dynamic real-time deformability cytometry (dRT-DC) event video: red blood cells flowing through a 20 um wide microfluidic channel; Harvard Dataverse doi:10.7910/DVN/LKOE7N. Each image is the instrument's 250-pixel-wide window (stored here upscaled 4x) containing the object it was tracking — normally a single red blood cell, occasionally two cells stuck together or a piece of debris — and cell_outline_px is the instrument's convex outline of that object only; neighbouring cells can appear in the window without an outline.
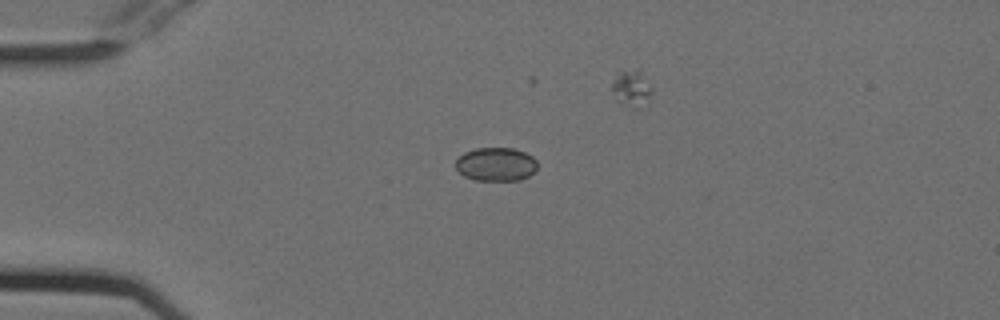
{"species": "Egyptian fruit bat (a non-hibernating species)", "species_latin": "Rousettus aegyptiacus", "temperature_condition": "cold", "stored_images_in_passage": 27, "camera_frame_rate_fps": 3000, "um_per_image_px": 0.085, "animal": {"sex": "female"}, "frame": {"image": 1, "passage_image": 1, "time_ms": 0.0, "image_size_px": [1000, 320], "cell_outline_px": [[536, 168], [528, 176], [520, 180], [476, 180], [464, 176], [456, 168], [456, 160], [464, 152], [476, 148], [512, 148], [524, 152], [532, 156], [536, 160]], "centroid_in_image_um": [42.14, 13.96], "position_along_channel_um": 42.9, "area_um2": 15.84}}
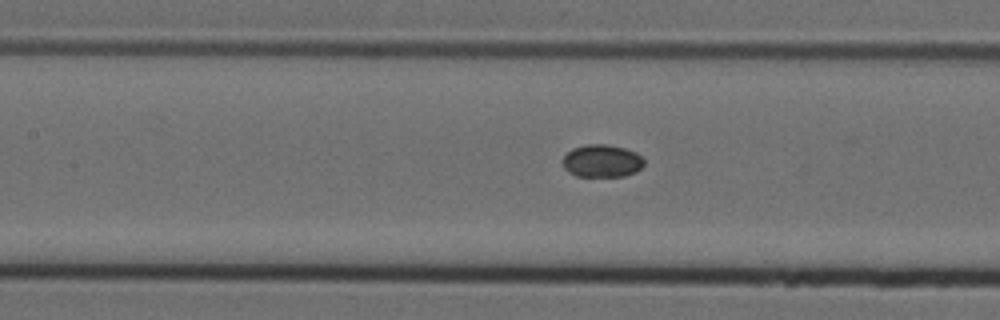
{"frame": {"image": 2, "passage_image": 12, "time_ms": 3.667, "image_size_px": [1000, 320], "cell_outline_px": [[644, 164], [636, 172], [624, 176], [576, 176], [568, 172], [564, 168], [564, 156], [572, 148], [588, 144], [608, 144], [624, 148], [636, 152], [644, 160]], "centroid_in_image_um": [51.17, 13.68], "position_along_channel_um": 156.2, "area_um2": 15.43}}
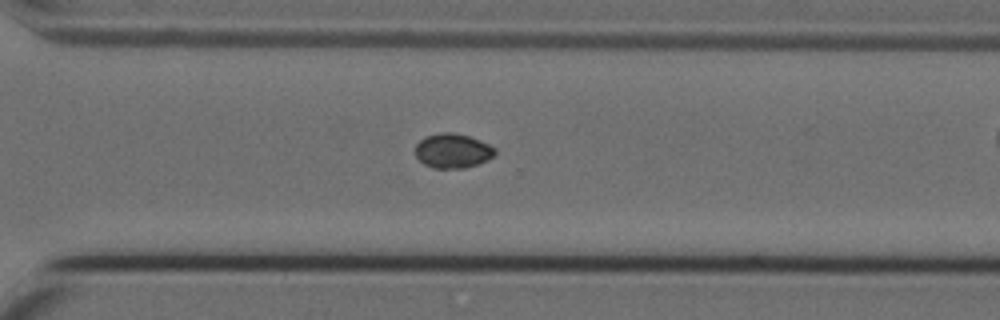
{"frame": {"image": 3, "passage_image": 26, "time_ms": 8.333, "image_size_px": [1000, 320], "cell_outline_px": [[496, 152], [488, 160], [464, 168], [432, 168], [424, 164], [416, 156], [416, 144], [424, 136], [440, 132], [452, 132], [468, 136], [480, 140], [496, 148]], "centroid_in_image_um": [38.47, 12.81], "position_along_channel_um": 332.1, "area_um2": 16.01}}